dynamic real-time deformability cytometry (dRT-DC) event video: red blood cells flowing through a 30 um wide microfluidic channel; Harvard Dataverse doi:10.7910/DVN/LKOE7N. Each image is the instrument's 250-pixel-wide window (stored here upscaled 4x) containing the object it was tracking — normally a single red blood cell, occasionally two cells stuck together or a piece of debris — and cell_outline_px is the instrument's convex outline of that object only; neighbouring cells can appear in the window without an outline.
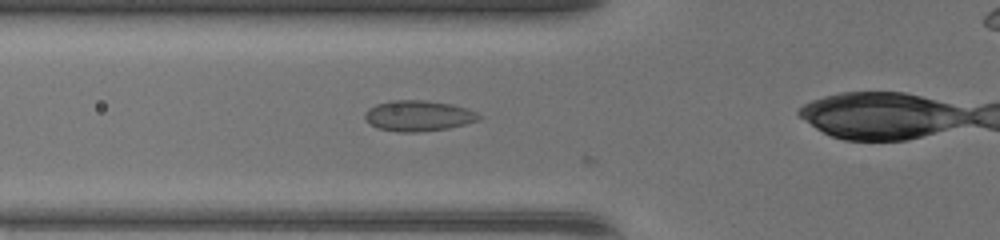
{"species": "common noctule bat (a hibernating species)", "species_latin": "Nyctalus noctula", "temperature_condition": "warm", "stored_images_in_passage": 5, "camera_frame_rate_fps": 3000, "um_per_image_px": 0.085, "animal": {"sex": "female", "body_mass_g": 17.0, "forearm_length_mm": 48.0}, "frame": {"image": 1, "passage_image": 4, "time_ms": 1.0, "image_size_px": [1000, 240], "cell_outline_px": [[484, 116], [480, 120], [448, 128], [416, 132], [396, 132], [380, 128], [372, 124], [364, 116], [364, 112], [368, 108], [376, 104], [388, 100], [424, 100], [452, 104], [468, 108]], "centroid_in_image_um": [35.59, 9.83], "position_along_channel_um": 90.2, "area_um2": 20.46}}